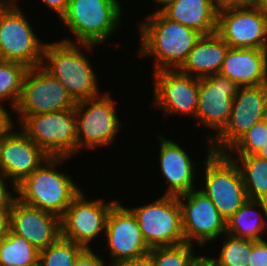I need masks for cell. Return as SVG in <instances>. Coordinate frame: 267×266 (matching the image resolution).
I'll return each instance as SVG.
<instances>
[{
	"instance_id": "cell-1",
	"label": "cell",
	"mask_w": 267,
	"mask_h": 266,
	"mask_svg": "<svg viewBox=\"0 0 267 266\" xmlns=\"http://www.w3.org/2000/svg\"><path fill=\"white\" fill-rule=\"evenodd\" d=\"M137 56L153 58V72L182 67L198 39L197 30L168 19L159 9L150 10L143 20L137 19ZM140 20V21H139Z\"/></svg>"
},
{
	"instance_id": "cell-2",
	"label": "cell",
	"mask_w": 267,
	"mask_h": 266,
	"mask_svg": "<svg viewBox=\"0 0 267 266\" xmlns=\"http://www.w3.org/2000/svg\"><path fill=\"white\" fill-rule=\"evenodd\" d=\"M45 41L41 67L61 82L75 102L98 97L104 92L99 88L98 72L89 57L96 45L59 39Z\"/></svg>"
},
{
	"instance_id": "cell-3",
	"label": "cell",
	"mask_w": 267,
	"mask_h": 266,
	"mask_svg": "<svg viewBox=\"0 0 267 266\" xmlns=\"http://www.w3.org/2000/svg\"><path fill=\"white\" fill-rule=\"evenodd\" d=\"M122 4L121 0H69L66 13L58 21L71 36L60 40L96 45L97 50L106 43L111 45L108 40L112 41L124 24L122 16L126 7Z\"/></svg>"
},
{
	"instance_id": "cell-4",
	"label": "cell",
	"mask_w": 267,
	"mask_h": 266,
	"mask_svg": "<svg viewBox=\"0 0 267 266\" xmlns=\"http://www.w3.org/2000/svg\"><path fill=\"white\" fill-rule=\"evenodd\" d=\"M70 160L72 158L48 157L17 185L18 200L61 218L73 199L83 190L71 174L61 171L63 167L60 166Z\"/></svg>"
},
{
	"instance_id": "cell-5",
	"label": "cell",
	"mask_w": 267,
	"mask_h": 266,
	"mask_svg": "<svg viewBox=\"0 0 267 266\" xmlns=\"http://www.w3.org/2000/svg\"><path fill=\"white\" fill-rule=\"evenodd\" d=\"M112 95L110 90H105L98 97L76 102L78 156L82 151L114 147L112 144H115L120 131L127 127V123L121 122L122 118L118 116V101Z\"/></svg>"
},
{
	"instance_id": "cell-6",
	"label": "cell",
	"mask_w": 267,
	"mask_h": 266,
	"mask_svg": "<svg viewBox=\"0 0 267 266\" xmlns=\"http://www.w3.org/2000/svg\"><path fill=\"white\" fill-rule=\"evenodd\" d=\"M202 165L197 188L209 197L227 221L248 200L241 171L225 153L211 152Z\"/></svg>"
},
{
	"instance_id": "cell-7",
	"label": "cell",
	"mask_w": 267,
	"mask_h": 266,
	"mask_svg": "<svg viewBox=\"0 0 267 266\" xmlns=\"http://www.w3.org/2000/svg\"><path fill=\"white\" fill-rule=\"evenodd\" d=\"M18 126L49 157H77L75 108L28 115Z\"/></svg>"
},
{
	"instance_id": "cell-8",
	"label": "cell",
	"mask_w": 267,
	"mask_h": 266,
	"mask_svg": "<svg viewBox=\"0 0 267 266\" xmlns=\"http://www.w3.org/2000/svg\"><path fill=\"white\" fill-rule=\"evenodd\" d=\"M24 11V8L0 9V60L22 63L27 68L38 67L46 42L39 38L40 33Z\"/></svg>"
},
{
	"instance_id": "cell-9",
	"label": "cell",
	"mask_w": 267,
	"mask_h": 266,
	"mask_svg": "<svg viewBox=\"0 0 267 266\" xmlns=\"http://www.w3.org/2000/svg\"><path fill=\"white\" fill-rule=\"evenodd\" d=\"M86 195L82 190L60 218L61 237L85 248H97L92 245L100 243L98 240L103 242L108 215L120 199L108 202L102 197L89 196V199Z\"/></svg>"
},
{
	"instance_id": "cell-10",
	"label": "cell",
	"mask_w": 267,
	"mask_h": 266,
	"mask_svg": "<svg viewBox=\"0 0 267 266\" xmlns=\"http://www.w3.org/2000/svg\"><path fill=\"white\" fill-rule=\"evenodd\" d=\"M153 198L141 206L132 204L127 207L136 217L149 248L185 243L178 197L159 195Z\"/></svg>"
},
{
	"instance_id": "cell-11",
	"label": "cell",
	"mask_w": 267,
	"mask_h": 266,
	"mask_svg": "<svg viewBox=\"0 0 267 266\" xmlns=\"http://www.w3.org/2000/svg\"><path fill=\"white\" fill-rule=\"evenodd\" d=\"M76 102L66 88L41 66L28 68L19 101L14 108L17 124L28 115L74 109Z\"/></svg>"
},
{
	"instance_id": "cell-12",
	"label": "cell",
	"mask_w": 267,
	"mask_h": 266,
	"mask_svg": "<svg viewBox=\"0 0 267 266\" xmlns=\"http://www.w3.org/2000/svg\"><path fill=\"white\" fill-rule=\"evenodd\" d=\"M153 98L149 107L158 108L164 118L178 116L195 120L199 100V78L177 70H161L152 73Z\"/></svg>"
},
{
	"instance_id": "cell-13",
	"label": "cell",
	"mask_w": 267,
	"mask_h": 266,
	"mask_svg": "<svg viewBox=\"0 0 267 266\" xmlns=\"http://www.w3.org/2000/svg\"><path fill=\"white\" fill-rule=\"evenodd\" d=\"M238 89L235 82L220 73L199 78V100L194 122L210 132L204 136L206 148H211L210 142L227 124Z\"/></svg>"
},
{
	"instance_id": "cell-14",
	"label": "cell",
	"mask_w": 267,
	"mask_h": 266,
	"mask_svg": "<svg viewBox=\"0 0 267 266\" xmlns=\"http://www.w3.org/2000/svg\"><path fill=\"white\" fill-rule=\"evenodd\" d=\"M178 201L186 243L206 251V245L212 246L214 241L226 233V220L209 197L198 188L178 196Z\"/></svg>"
},
{
	"instance_id": "cell-15",
	"label": "cell",
	"mask_w": 267,
	"mask_h": 266,
	"mask_svg": "<svg viewBox=\"0 0 267 266\" xmlns=\"http://www.w3.org/2000/svg\"><path fill=\"white\" fill-rule=\"evenodd\" d=\"M267 118V84L239 87L229 120L210 142L213 153H225L255 123Z\"/></svg>"
},
{
	"instance_id": "cell-16",
	"label": "cell",
	"mask_w": 267,
	"mask_h": 266,
	"mask_svg": "<svg viewBox=\"0 0 267 266\" xmlns=\"http://www.w3.org/2000/svg\"><path fill=\"white\" fill-rule=\"evenodd\" d=\"M155 134L157 135V142H159L157 162L159 163V169L157 170L161 172L159 174L160 178L164 179L163 181L167 185L165 186L166 190H163L164 193L161 195L178 197L197 188V179L200 178L197 175V172H199L197 167L199 168L201 162L212 152L211 148L205 150L207 154L201 159L202 161L198 159L196 162V159H193L195 156L190 155L188 153L190 151H187L189 149H186V146L184 148V145H181L179 141L169 139L167 135H160L158 131Z\"/></svg>"
},
{
	"instance_id": "cell-17",
	"label": "cell",
	"mask_w": 267,
	"mask_h": 266,
	"mask_svg": "<svg viewBox=\"0 0 267 266\" xmlns=\"http://www.w3.org/2000/svg\"><path fill=\"white\" fill-rule=\"evenodd\" d=\"M124 199L120 200L110 211L104 235V247L102 254L107 251L109 254V265L139 257L150 252L138 221L133 213L124 206ZM107 247V248H105Z\"/></svg>"
},
{
	"instance_id": "cell-18",
	"label": "cell",
	"mask_w": 267,
	"mask_h": 266,
	"mask_svg": "<svg viewBox=\"0 0 267 266\" xmlns=\"http://www.w3.org/2000/svg\"><path fill=\"white\" fill-rule=\"evenodd\" d=\"M216 33L230 48L267 50V15L254 6L220 11Z\"/></svg>"
},
{
	"instance_id": "cell-19",
	"label": "cell",
	"mask_w": 267,
	"mask_h": 266,
	"mask_svg": "<svg viewBox=\"0 0 267 266\" xmlns=\"http://www.w3.org/2000/svg\"><path fill=\"white\" fill-rule=\"evenodd\" d=\"M49 156L19 126L3 139L0 174L16 185L36 170Z\"/></svg>"
},
{
	"instance_id": "cell-20",
	"label": "cell",
	"mask_w": 267,
	"mask_h": 266,
	"mask_svg": "<svg viewBox=\"0 0 267 266\" xmlns=\"http://www.w3.org/2000/svg\"><path fill=\"white\" fill-rule=\"evenodd\" d=\"M10 230L40 251L61 236L60 218L17 200L10 212Z\"/></svg>"
},
{
	"instance_id": "cell-21",
	"label": "cell",
	"mask_w": 267,
	"mask_h": 266,
	"mask_svg": "<svg viewBox=\"0 0 267 266\" xmlns=\"http://www.w3.org/2000/svg\"><path fill=\"white\" fill-rule=\"evenodd\" d=\"M219 73L239 87L267 84V50L229 48Z\"/></svg>"
},
{
	"instance_id": "cell-22",
	"label": "cell",
	"mask_w": 267,
	"mask_h": 266,
	"mask_svg": "<svg viewBox=\"0 0 267 266\" xmlns=\"http://www.w3.org/2000/svg\"><path fill=\"white\" fill-rule=\"evenodd\" d=\"M159 10L170 20L202 35L216 32L217 14L211 0H169Z\"/></svg>"
},
{
	"instance_id": "cell-23",
	"label": "cell",
	"mask_w": 267,
	"mask_h": 266,
	"mask_svg": "<svg viewBox=\"0 0 267 266\" xmlns=\"http://www.w3.org/2000/svg\"><path fill=\"white\" fill-rule=\"evenodd\" d=\"M229 48L216 32L202 35L179 70L197 78L219 73Z\"/></svg>"
},
{
	"instance_id": "cell-24",
	"label": "cell",
	"mask_w": 267,
	"mask_h": 266,
	"mask_svg": "<svg viewBox=\"0 0 267 266\" xmlns=\"http://www.w3.org/2000/svg\"><path fill=\"white\" fill-rule=\"evenodd\" d=\"M226 233L254 241L267 233V201L248 199L227 221Z\"/></svg>"
},
{
	"instance_id": "cell-25",
	"label": "cell",
	"mask_w": 267,
	"mask_h": 266,
	"mask_svg": "<svg viewBox=\"0 0 267 266\" xmlns=\"http://www.w3.org/2000/svg\"><path fill=\"white\" fill-rule=\"evenodd\" d=\"M238 165L250 200L267 201V159L257 155H227Z\"/></svg>"
},
{
	"instance_id": "cell-26",
	"label": "cell",
	"mask_w": 267,
	"mask_h": 266,
	"mask_svg": "<svg viewBox=\"0 0 267 266\" xmlns=\"http://www.w3.org/2000/svg\"><path fill=\"white\" fill-rule=\"evenodd\" d=\"M39 252L11 230L0 237V266H39Z\"/></svg>"
},
{
	"instance_id": "cell-27",
	"label": "cell",
	"mask_w": 267,
	"mask_h": 266,
	"mask_svg": "<svg viewBox=\"0 0 267 266\" xmlns=\"http://www.w3.org/2000/svg\"><path fill=\"white\" fill-rule=\"evenodd\" d=\"M221 237L218 239L221 244H218L217 241L213 242V245L217 243L215 246L219 245V247H214L213 251L216 250V252L209 251L211 253H207L209 257L219 266H248L253 240L235 237L228 233H224ZM215 248H219V250ZM212 252L217 255L214 256Z\"/></svg>"
},
{
	"instance_id": "cell-28",
	"label": "cell",
	"mask_w": 267,
	"mask_h": 266,
	"mask_svg": "<svg viewBox=\"0 0 267 266\" xmlns=\"http://www.w3.org/2000/svg\"><path fill=\"white\" fill-rule=\"evenodd\" d=\"M27 69L22 63L0 60V105L16 107Z\"/></svg>"
},
{
	"instance_id": "cell-29",
	"label": "cell",
	"mask_w": 267,
	"mask_h": 266,
	"mask_svg": "<svg viewBox=\"0 0 267 266\" xmlns=\"http://www.w3.org/2000/svg\"><path fill=\"white\" fill-rule=\"evenodd\" d=\"M198 246L182 243L175 246L151 248L153 266H193L200 258ZM200 251V252H199Z\"/></svg>"
},
{
	"instance_id": "cell-30",
	"label": "cell",
	"mask_w": 267,
	"mask_h": 266,
	"mask_svg": "<svg viewBox=\"0 0 267 266\" xmlns=\"http://www.w3.org/2000/svg\"><path fill=\"white\" fill-rule=\"evenodd\" d=\"M85 247L59 237L39 252V266H75L78 255Z\"/></svg>"
},
{
	"instance_id": "cell-31",
	"label": "cell",
	"mask_w": 267,
	"mask_h": 266,
	"mask_svg": "<svg viewBox=\"0 0 267 266\" xmlns=\"http://www.w3.org/2000/svg\"><path fill=\"white\" fill-rule=\"evenodd\" d=\"M267 143V118L255 123L226 152V155H256Z\"/></svg>"
},
{
	"instance_id": "cell-32",
	"label": "cell",
	"mask_w": 267,
	"mask_h": 266,
	"mask_svg": "<svg viewBox=\"0 0 267 266\" xmlns=\"http://www.w3.org/2000/svg\"><path fill=\"white\" fill-rule=\"evenodd\" d=\"M18 200L17 185L0 175V209L12 208Z\"/></svg>"
},
{
	"instance_id": "cell-33",
	"label": "cell",
	"mask_w": 267,
	"mask_h": 266,
	"mask_svg": "<svg viewBox=\"0 0 267 266\" xmlns=\"http://www.w3.org/2000/svg\"><path fill=\"white\" fill-rule=\"evenodd\" d=\"M99 252V254H97ZM75 266H110L101 251L85 248L77 257Z\"/></svg>"
},
{
	"instance_id": "cell-34",
	"label": "cell",
	"mask_w": 267,
	"mask_h": 266,
	"mask_svg": "<svg viewBox=\"0 0 267 266\" xmlns=\"http://www.w3.org/2000/svg\"><path fill=\"white\" fill-rule=\"evenodd\" d=\"M13 111L12 107L0 105V139L7 137L18 126L16 120L13 119Z\"/></svg>"
},
{
	"instance_id": "cell-35",
	"label": "cell",
	"mask_w": 267,
	"mask_h": 266,
	"mask_svg": "<svg viewBox=\"0 0 267 266\" xmlns=\"http://www.w3.org/2000/svg\"><path fill=\"white\" fill-rule=\"evenodd\" d=\"M248 266H267V240L254 241Z\"/></svg>"
},
{
	"instance_id": "cell-36",
	"label": "cell",
	"mask_w": 267,
	"mask_h": 266,
	"mask_svg": "<svg viewBox=\"0 0 267 266\" xmlns=\"http://www.w3.org/2000/svg\"><path fill=\"white\" fill-rule=\"evenodd\" d=\"M39 1V0H38ZM46 8H49L50 10L48 12L52 11L54 14L58 17L60 20L61 17L66 13V10L68 8V1L69 0H40Z\"/></svg>"
},
{
	"instance_id": "cell-37",
	"label": "cell",
	"mask_w": 267,
	"mask_h": 266,
	"mask_svg": "<svg viewBox=\"0 0 267 266\" xmlns=\"http://www.w3.org/2000/svg\"><path fill=\"white\" fill-rule=\"evenodd\" d=\"M113 266H153L151 251L139 257L120 261Z\"/></svg>"
},
{
	"instance_id": "cell-38",
	"label": "cell",
	"mask_w": 267,
	"mask_h": 266,
	"mask_svg": "<svg viewBox=\"0 0 267 266\" xmlns=\"http://www.w3.org/2000/svg\"><path fill=\"white\" fill-rule=\"evenodd\" d=\"M211 1L217 12L231 8L243 7V0H211Z\"/></svg>"
},
{
	"instance_id": "cell-39",
	"label": "cell",
	"mask_w": 267,
	"mask_h": 266,
	"mask_svg": "<svg viewBox=\"0 0 267 266\" xmlns=\"http://www.w3.org/2000/svg\"><path fill=\"white\" fill-rule=\"evenodd\" d=\"M12 208L0 209V237L10 230V212Z\"/></svg>"
},
{
	"instance_id": "cell-40",
	"label": "cell",
	"mask_w": 267,
	"mask_h": 266,
	"mask_svg": "<svg viewBox=\"0 0 267 266\" xmlns=\"http://www.w3.org/2000/svg\"><path fill=\"white\" fill-rule=\"evenodd\" d=\"M20 0H0V9L22 8Z\"/></svg>"
},
{
	"instance_id": "cell-41",
	"label": "cell",
	"mask_w": 267,
	"mask_h": 266,
	"mask_svg": "<svg viewBox=\"0 0 267 266\" xmlns=\"http://www.w3.org/2000/svg\"><path fill=\"white\" fill-rule=\"evenodd\" d=\"M208 251L201 252L200 259L207 265V266H219L217 263H215L208 254H206ZM203 254V255H202ZM205 254V255H204Z\"/></svg>"
},
{
	"instance_id": "cell-42",
	"label": "cell",
	"mask_w": 267,
	"mask_h": 266,
	"mask_svg": "<svg viewBox=\"0 0 267 266\" xmlns=\"http://www.w3.org/2000/svg\"><path fill=\"white\" fill-rule=\"evenodd\" d=\"M254 7L259 9L263 14L267 15V0H258Z\"/></svg>"
},
{
	"instance_id": "cell-43",
	"label": "cell",
	"mask_w": 267,
	"mask_h": 266,
	"mask_svg": "<svg viewBox=\"0 0 267 266\" xmlns=\"http://www.w3.org/2000/svg\"><path fill=\"white\" fill-rule=\"evenodd\" d=\"M256 155L263 159H267V143L259 150Z\"/></svg>"
},
{
	"instance_id": "cell-44",
	"label": "cell",
	"mask_w": 267,
	"mask_h": 266,
	"mask_svg": "<svg viewBox=\"0 0 267 266\" xmlns=\"http://www.w3.org/2000/svg\"><path fill=\"white\" fill-rule=\"evenodd\" d=\"M151 1H153L152 2L153 5L156 4L155 7L152 6L153 7V10H154V8L156 10V9H159L162 5H164L169 0H151Z\"/></svg>"
},
{
	"instance_id": "cell-45",
	"label": "cell",
	"mask_w": 267,
	"mask_h": 266,
	"mask_svg": "<svg viewBox=\"0 0 267 266\" xmlns=\"http://www.w3.org/2000/svg\"><path fill=\"white\" fill-rule=\"evenodd\" d=\"M258 0H243V7L254 6Z\"/></svg>"
},
{
	"instance_id": "cell-46",
	"label": "cell",
	"mask_w": 267,
	"mask_h": 266,
	"mask_svg": "<svg viewBox=\"0 0 267 266\" xmlns=\"http://www.w3.org/2000/svg\"><path fill=\"white\" fill-rule=\"evenodd\" d=\"M193 266H207V265L199 258Z\"/></svg>"
},
{
	"instance_id": "cell-47",
	"label": "cell",
	"mask_w": 267,
	"mask_h": 266,
	"mask_svg": "<svg viewBox=\"0 0 267 266\" xmlns=\"http://www.w3.org/2000/svg\"><path fill=\"white\" fill-rule=\"evenodd\" d=\"M2 144H3V139H0V159H1V152H2Z\"/></svg>"
}]
</instances>
